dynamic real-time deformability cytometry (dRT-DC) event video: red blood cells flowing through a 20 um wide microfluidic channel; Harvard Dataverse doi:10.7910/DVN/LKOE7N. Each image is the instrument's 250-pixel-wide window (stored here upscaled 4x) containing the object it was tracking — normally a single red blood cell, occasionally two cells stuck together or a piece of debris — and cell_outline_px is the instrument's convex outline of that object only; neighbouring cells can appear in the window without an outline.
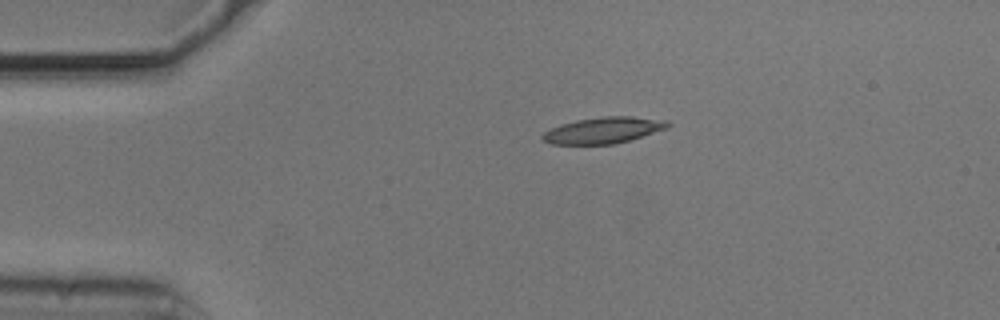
{"species": "common noctule bat (a hibernating species)", "species_latin": "Nyctalus noctula", "temperature_condition": "cold", "stored_images_in_passage": 44, "camera_frame_rate_fps": 3000, "um_per_image_px": 0.085, "animal": {"sex": "male", "body_mass_g": 20.5, "forearm_length_mm": 52.5}, "frame": {"image": 1, "passage_image": 1, "time_ms": 0.0, "image_size_px": [1000, 320], "cell_outline_px": [[672, 124], [668, 128], [628, 140], [612, 144], [552, 144], [544, 140], [540, 136], [544, 132], [560, 124], [576, 120], [604, 116], [632, 116], [668, 120]], "centroid_in_image_um": [51.31, 11.06], "position_along_channel_um": 33.7, "area_um2": 19.07}}
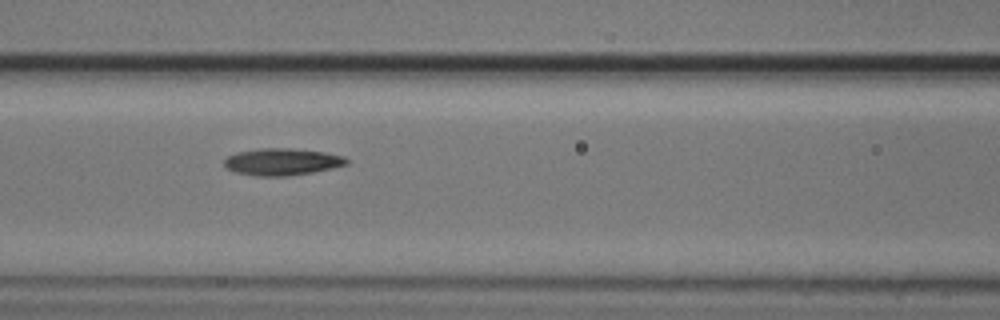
{"frame": {"image": 2, "passage_image": 13, "time_ms": 4.0, "image_size_px": [1000, 320], "cell_outline_px": [[348, 164], [332, 168], [312, 172], [288, 176], [256, 176], [236, 172], [224, 168], [224, 160], [228, 156], [236, 152], [260, 148], [292, 148], [324, 152], [344, 156], [348, 160]], "centroid_in_image_um": [23.95, 13.75], "position_along_channel_um": 142.6, "area_um2": 19.31}}
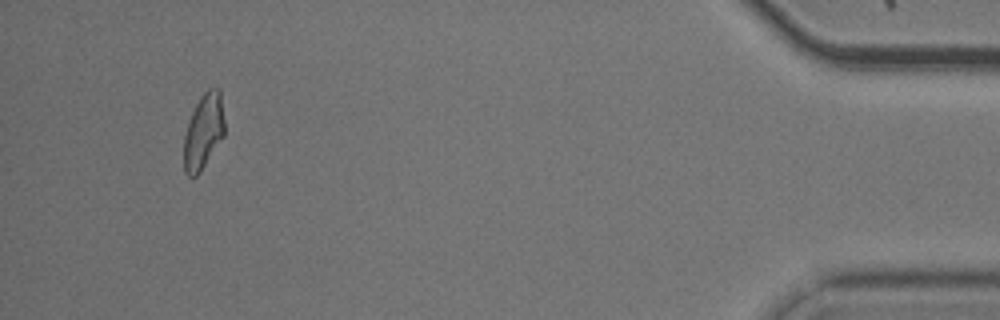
{"frame": {"image": 3, "passage_image": 41, "time_ms": 13.333, "image_size_px": [1000, 320], "cell_outline_px": [[224, 136], [200, 172], [196, 176], [188, 176], [184, 172], [184, 136], [188, 120], [200, 96], [208, 88], [220, 88], [224, 120]], "centroid_in_image_um": [17.29, 11.16], "position_along_channel_um": 417.9, "area_um2": 17.92}, "authors_computed_cell_mechanics": {"area_um2": 18.6405, "velocity_mm_per_s": 3.715, "shape_relaxation_time_tau1_ms": 2.449, "shape_relaxation_time_tau2_ms": 5.5563, "deformation_change_tau1": 0.1136, "deformation_change_tau2": 0.1039}}